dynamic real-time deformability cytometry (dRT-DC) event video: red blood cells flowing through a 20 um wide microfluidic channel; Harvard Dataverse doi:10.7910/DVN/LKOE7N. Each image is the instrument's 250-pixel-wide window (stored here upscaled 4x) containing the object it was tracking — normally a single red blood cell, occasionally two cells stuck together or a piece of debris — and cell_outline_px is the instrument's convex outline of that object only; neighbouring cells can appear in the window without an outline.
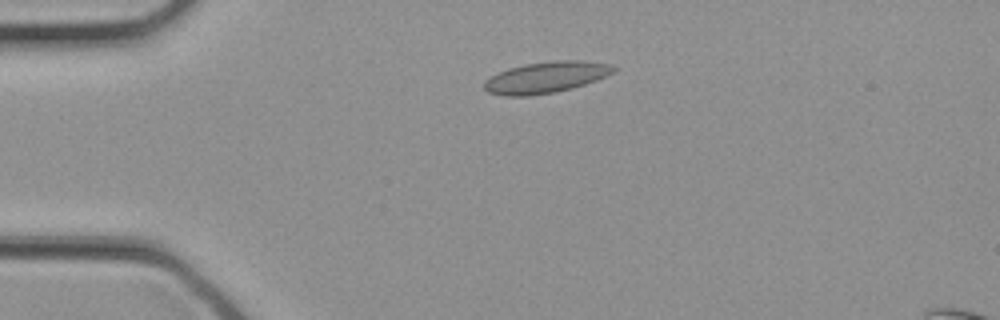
{"species": "common noctule bat (a hibernating species)", "species_latin": "Nyctalus noctula", "temperature_condition": "cold", "stored_images_in_passage": 31, "camera_frame_rate_fps": 3000, "um_per_image_px": 0.085, "animal": {"sex": "female", "body_mass_g": 21.9}, "frame": {"image": 1, "passage_image": 6, "time_ms": 1.667, "image_size_px": [1000, 320], "cell_outline_px": [[616, 68], [612, 72], [596, 80], [572, 88], [556, 92], [528, 96], [504, 96], [488, 92], [484, 88], [484, 80], [508, 68], [524, 64], [552, 60], [584, 60], [612, 64]], "centroid_in_image_um": [46.39, 6.57], "position_along_channel_um": 38.6, "area_um2": 23.58}}
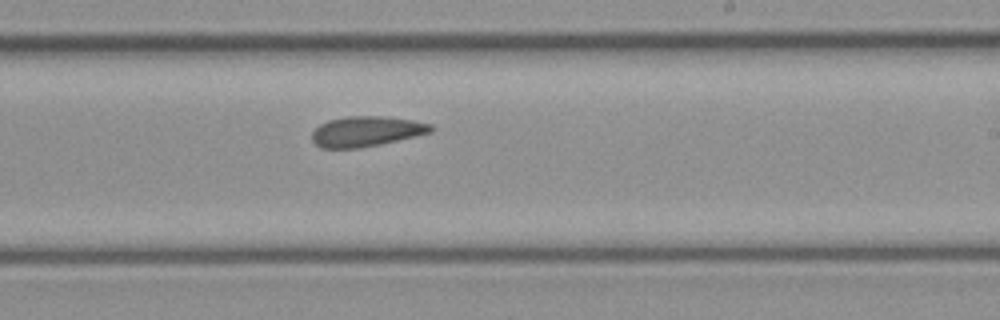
{"frame": {"image": 2, "passage_image": 18, "time_ms": 5.667, "image_size_px": [1000, 320], "cell_outline_px": [[436, 128], [432, 132], [416, 136], [380, 144], [360, 148], [320, 148], [312, 140], [312, 132], [320, 124], [328, 120], [348, 116], [380, 116], [412, 120], [432, 124]], "centroid_in_image_um": [31.15, 11.17], "position_along_channel_um": 257.9, "area_um2": 20.98}}
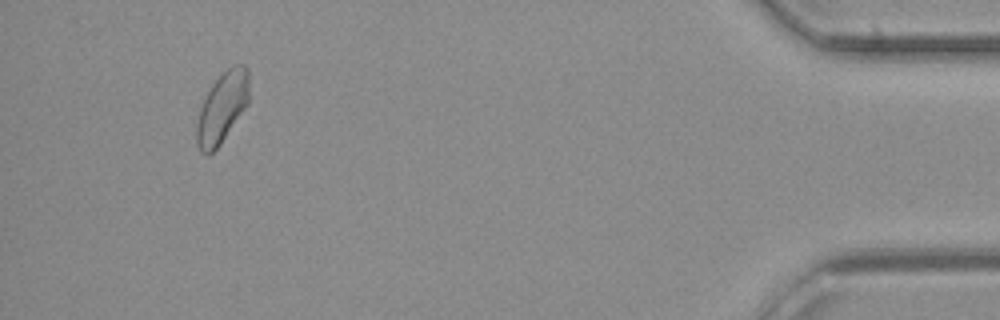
{"frame": {"image": 3, "passage_image": 29, "time_ms": 9.333, "image_size_px": [1000, 320], "cell_outline_px": [[248, 104], [220, 144], [208, 156], [200, 152], [196, 144], [196, 124], [200, 108], [212, 84], [228, 68], [236, 64], [244, 64], [248, 68]], "centroid_in_image_um": [18.87, 9.17], "position_along_channel_um": 416.3, "area_um2": 21.39}}